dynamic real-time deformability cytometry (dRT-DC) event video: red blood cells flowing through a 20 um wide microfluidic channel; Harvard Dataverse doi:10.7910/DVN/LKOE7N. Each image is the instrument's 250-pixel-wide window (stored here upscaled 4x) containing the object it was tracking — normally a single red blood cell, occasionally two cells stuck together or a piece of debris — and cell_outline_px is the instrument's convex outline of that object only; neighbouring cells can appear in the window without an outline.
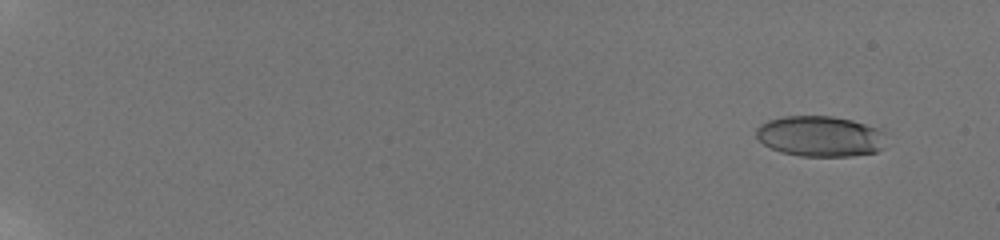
{"species": "human", "species_latin": "Homo sapiens", "temperature_condition": "room temperature", "stored_images_in_passage": 60, "camera_frame_rate_fps": 3000, "um_per_image_px": 0.085, "donor": {"sex": "male"}, "frame": {"image": 1, "passage_image": 6, "time_ms": 1.667, "image_size_px": [1000, 240], "cell_outline_px": [[888, 132], [884, 148], [876, 152], [852, 156], [800, 156], [780, 152], [764, 144], [756, 136], [756, 128], [760, 124], [768, 120], [784, 116], [832, 116], [852, 120], [880, 128]], "centroid_in_image_um": [69.78, 11.58], "position_along_channel_um": 15.2, "area_um2": 31.27}}
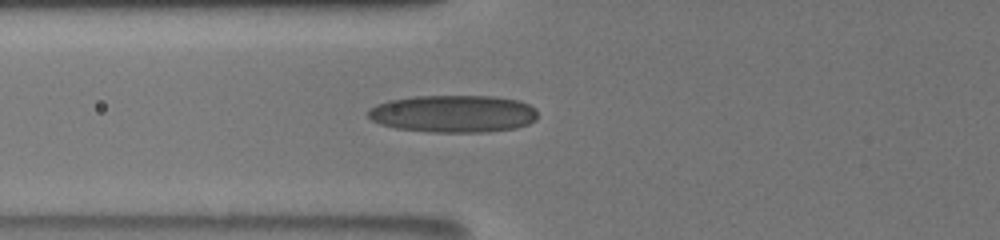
{"frame": {"image": 2, "passage_image": 28, "time_ms": 9.0, "image_size_px": [1000, 240], "cell_outline_px": [[536, 120], [528, 124], [516, 128], [488, 132], [432, 132], [396, 128], [380, 124], [372, 120], [368, 116], [368, 112], [376, 104], [388, 100], [412, 96], [496, 96], [520, 100], [536, 108]], "centroid_in_image_um": [38.56, 9.66], "position_along_channel_um": 87.2, "area_um2": 37.17}}
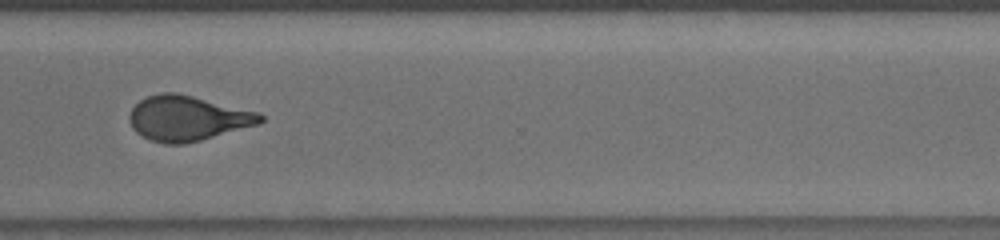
{"frame": {"image": 3, "passage_image": 49, "time_ms": 16.0, "image_size_px": [1000, 240], "cell_outline_px": [[264, 120], [260, 124], [200, 140], [184, 144], [164, 144], [152, 140], [136, 132], [132, 128], [128, 120], [128, 116], [132, 108], [140, 100], [148, 96], [160, 92], [176, 92], [260, 112], [264, 116]], "centroid_in_image_um": [15.95, 10.05], "position_along_channel_um": 354.7, "area_um2": 34.45}, "authors_computed_cell_mechanics": {"area_um2": 33.4662, "velocity_mm_per_s": 3.8166, "shape_relaxation_time_tau1_ms": null, "shape_relaxation_time_tau2_ms": 1.1397, "deformation_change_tau1": null, "deformation_change_tau2": 0.0825}}